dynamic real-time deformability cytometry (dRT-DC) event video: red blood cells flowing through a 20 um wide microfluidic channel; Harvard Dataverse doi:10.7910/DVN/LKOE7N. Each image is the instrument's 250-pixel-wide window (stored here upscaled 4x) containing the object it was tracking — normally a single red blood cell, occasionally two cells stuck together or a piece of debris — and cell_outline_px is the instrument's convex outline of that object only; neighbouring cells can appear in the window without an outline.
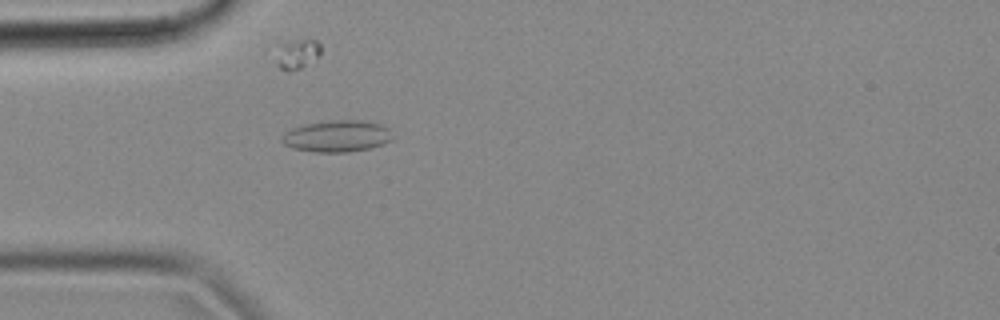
{"species": "common noctule bat (a hibernating species)", "species_latin": "Nyctalus noctula", "temperature_condition": "cold", "stored_images_in_passage": 54, "camera_frame_rate_fps": 3000, "um_per_image_px": 0.085, "animal": {"sex": "female", "body_mass_g": 18.4}, "frame": {"image": 1, "passage_image": 15, "time_ms": 4.667, "image_size_px": [1000, 320], "cell_outline_px": [[392, 140], [368, 148], [348, 152], [316, 152], [292, 148], [284, 144], [280, 140], [284, 132], [292, 128], [304, 124], [328, 120], [364, 120], [380, 124], [388, 128], [392, 136]], "centroid_in_image_um": [28.6, 11.56], "position_along_channel_um": 56.4, "area_um2": 20.4}}
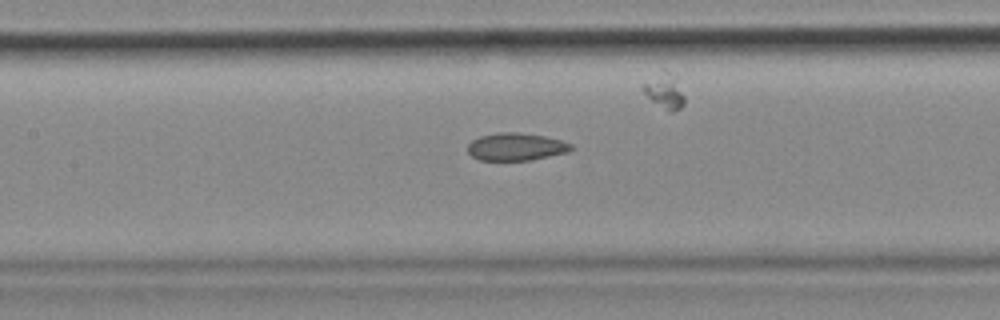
{"frame": {"image": 2, "passage_image": 24, "time_ms": 7.667, "image_size_px": [1000, 320], "cell_outline_px": [[576, 148], [568, 152], [532, 160], [480, 160], [472, 156], [468, 152], [468, 144], [472, 140], [480, 136], [500, 132], [520, 132], [544, 136], [560, 140], [572, 144]], "centroid_in_image_um": [43.89, 12.47], "position_along_channel_um": 163.5, "area_um2": 16.7}}
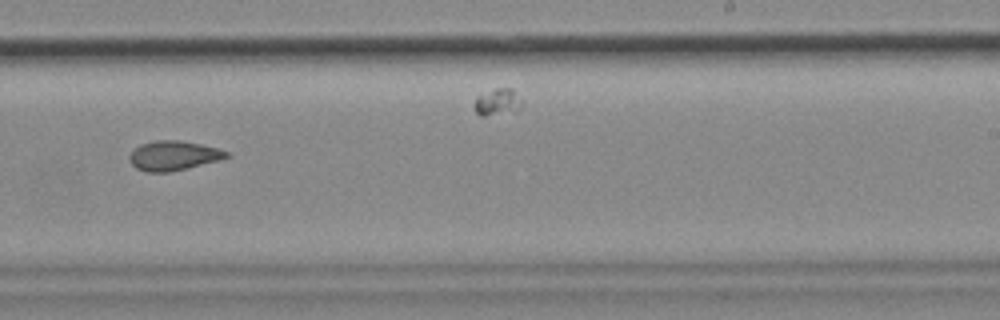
{"frame": {"image": 3, "passage_image": 33, "time_ms": 10.667, "image_size_px": [1000, 320], "cell_outline_px": [[232, 152], [228, 156], [220, 160], [168, 172], [148, 172], [136, 168], [132, 164], [128, 156], [140, 144], [156, 140], [180, 140], [200, 144]], "centroid_in_image_um": [14.75, 13.22], "position_along_channel_um": 274.3, "area_um2": 16.53}, "authors_computed_cell_mechanics": {"area_um2": 17.2533, "velocity_mm_per_s": 3.7048, "shape_relaxation_time_tau1_ms": null, "shape_relaxation_time_tau2_ms": 2.996, "deformation_change_tau1": null, "deformation_change_tau2": 0.0898}}